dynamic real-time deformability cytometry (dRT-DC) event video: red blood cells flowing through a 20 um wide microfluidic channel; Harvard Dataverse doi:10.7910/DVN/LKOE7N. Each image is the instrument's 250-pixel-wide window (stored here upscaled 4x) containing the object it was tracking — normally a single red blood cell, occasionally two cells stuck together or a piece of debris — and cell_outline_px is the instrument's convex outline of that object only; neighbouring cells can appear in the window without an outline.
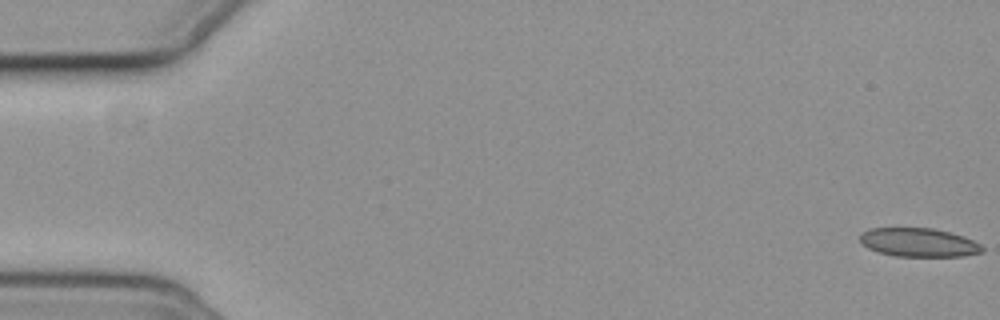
{"species": "common noctule bat (a hibernating species)", "species_latin": "Nyctalus noctula", "temperature_condition": "cold", "stored_images_in_passage": 9, "camera_frame_rate_fps": 3000, "um_per_image_px": 0.085, "animal": {"sex": "female", "body_mass_g": 19.3, "forearm_length_mm": 54.1}, "frame": {"image": 1, "passage_image": 1, "time_ms": 0.0, "image_size_px": [1000, 320], "cell_outline_px": [[984, 252], [964, 256], [896, 256], [880, 252], [868, 248], [860, 244], [860, 236], [864, 232], [872, 228], [932, 228], [948, 232], [972, 240], [980, 244], [984, 248]], "centroid_in_image_um": [78.09, 20.61], "position_along_channel_um": 6.9, "area_um2": 20.23}}